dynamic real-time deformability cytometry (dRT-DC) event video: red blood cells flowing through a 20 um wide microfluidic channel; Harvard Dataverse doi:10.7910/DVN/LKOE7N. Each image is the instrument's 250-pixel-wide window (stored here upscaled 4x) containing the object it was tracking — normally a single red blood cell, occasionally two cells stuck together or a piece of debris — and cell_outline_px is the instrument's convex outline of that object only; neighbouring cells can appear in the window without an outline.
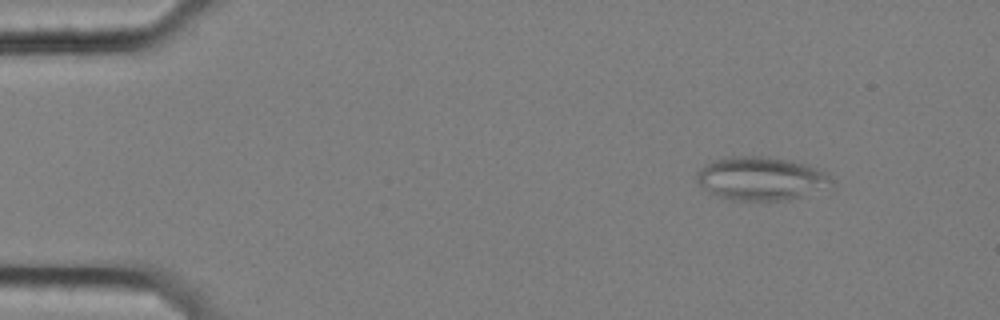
{"species": "common noctule bat (a hibernating species)", "species_latin": "Nyctalus noctula", "temperature_condition": "cold", "stored_images_in_passage": 56, "camera_frame_rate_fps": 3000, "um_per_image_px": 0.085, "animal": {"sex": "female", "body_mass_g": 25.1}, "frame": {"image": 1, "passage_image": 5, "time_ms": 1.333, "image_size_px": [1000, 320], "cell_outline_px": [[836, 184], [832, 188], [788, 200], [732, 200], [716, 196], [708, 192], [696, 180], [696, 172], [712, 160], [724, 156], [760, 156], [788, 160], [808, 164], [828, 172], [836, 180]], "centroid_in_image_um": [64.77, 15.18], "position_along_channel_um": 20.2, "area_um2": 34.91}}
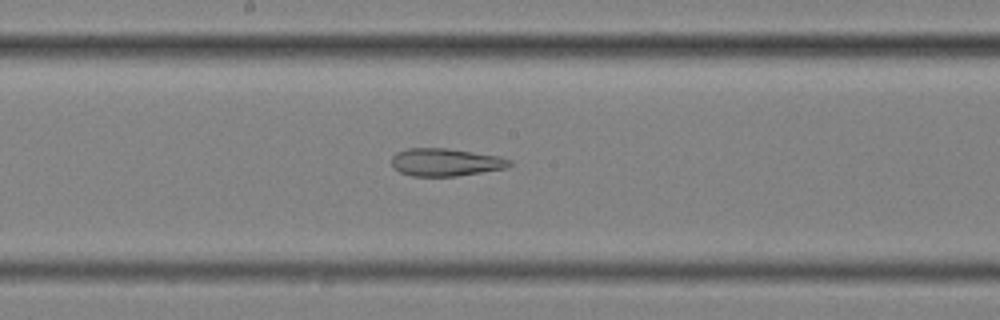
{"frame": {"image": 2, "passage_image": 29, "time_ms": 9.333, "image_size_px": [1000, 320], "cell_outline_px": [[512, 164], [508, 168], [456, 176], [412, 176], [400, 172], [392, 168], [392, 156], [396, 152], [408, 148], [448, 148], [500, 156], [512, 160]], "centroid_in_image_um": [37.88, 13.78], "position_along_channel_um": 210.3, "area_um2": 19.25}}
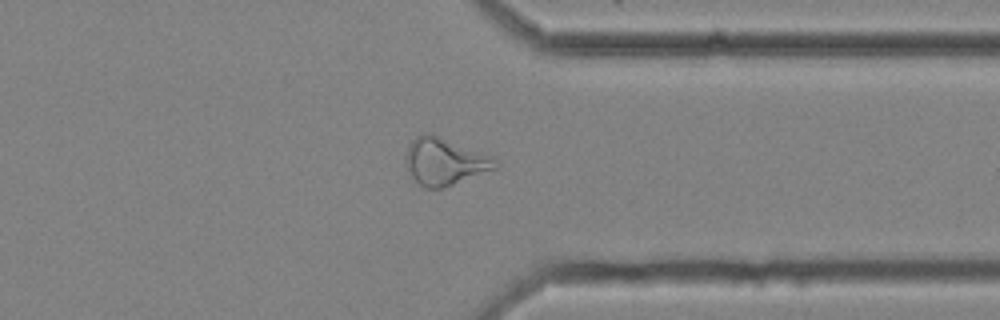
{"frame": {"image": 3, "passage_image": 43, "time_ms": 14.0, "image_size_px": [1000, 320], "cell_outline_px": [[496, 168], [452, 184], [440, 188], [424, 188], [412, 176], [408, 168], [404, 156], [408, 144], [416, 136], [424, 132], [432, 132], [496, 156]], "centroid_in_image_um": [37.8, 13.66], "position_along_channel_um": 373.6, "area_um2": 24.85}, "authors_computed_cell_mechanics": {"area_um2": 26.2701, "velocity_mm_per_s": 3.5286, "shape_relaxation_time_tau1_ms": null, "shape_relaxation_time_tau2_ms": 2.8428, "deformation_change_tau1": null, "deformation_change_tau2": 0.124}}